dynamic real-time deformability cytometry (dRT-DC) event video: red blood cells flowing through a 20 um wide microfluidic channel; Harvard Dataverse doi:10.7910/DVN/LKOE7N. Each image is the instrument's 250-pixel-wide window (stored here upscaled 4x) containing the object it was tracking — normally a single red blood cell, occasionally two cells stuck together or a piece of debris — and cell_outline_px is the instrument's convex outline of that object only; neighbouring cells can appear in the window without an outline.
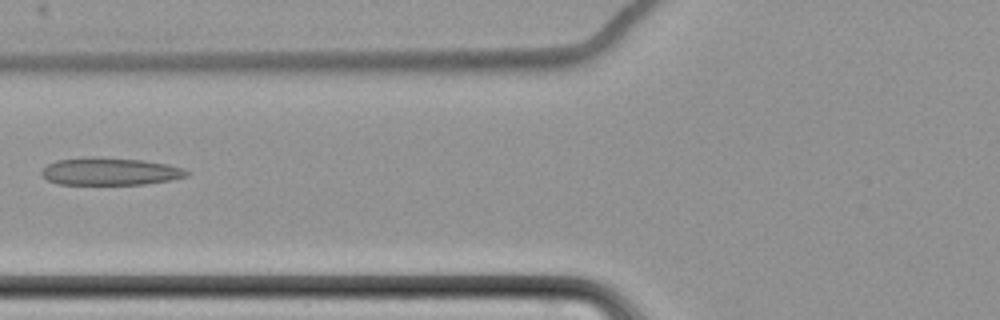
{"species": "common noctule bat (a hibernating species)", "species_latin": "Nyctalus noctula", "temperature_condition": "cold", "stored_images_in_passage": 8, "camera_frame_rate_fps": 3000, "um_per_image_px": 0.085, "animal": {"sex": "female", "body_mass_g": 22.7, "forearm_length_mm": 54.2}, "frame": {"image": 1, "passage_image": 8, "time_ms": 8.333, "image_size_px": [1000, 320], "cell_outline_px": [[192, 172], [188, 176], [172, 180], [144, 184], [60, 184], [48, 180], [40, 172], [48, 164], [56, 160], [92, 156], [144, 160], [168, 164], [184, 168]], "centroid_in_image_um": [9.42, 14.56], "position_along_channel_um": 116.4, "area_um2": 23.41}}